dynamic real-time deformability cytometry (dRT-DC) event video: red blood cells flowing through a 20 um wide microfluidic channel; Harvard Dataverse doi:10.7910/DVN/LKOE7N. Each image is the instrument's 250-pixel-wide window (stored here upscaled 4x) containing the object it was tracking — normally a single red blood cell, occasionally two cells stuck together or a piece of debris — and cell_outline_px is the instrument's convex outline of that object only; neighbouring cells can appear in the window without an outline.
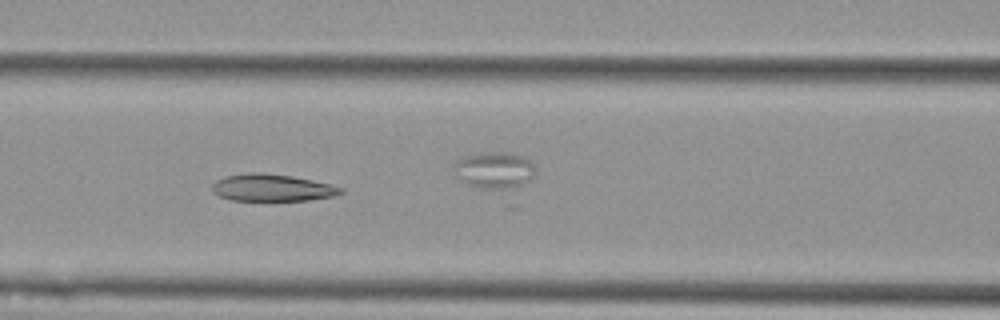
{"species": "Egyptian fruit bat (a non-hibernating species)", "species_latin": "Rousettus aegyptiacus", "temperature_condition": "cold", "stored_images_in_passage": 57, "camera_frame_rate_fps": 3000, "um_per_image_px": 0.085, "animal": {"sex": "female"}, "frame": {"image": 1, "passage_image": 24, "time_ms": 7.667, "image_size_px": [1000, 320], "cell_outline_px": [[344, 192], [332, 196], [308, 200], [232, 200], [216, 196], [212, 192], [212, 184], [216, 180], [224, 176], [248, 172], [260, 172], [292, 176], [312, 180], [344, 188]], "centroid_in_image_um": [23.06, 15.95], "position_along_channel_um": 143.5, "area_um2": 20.35}}
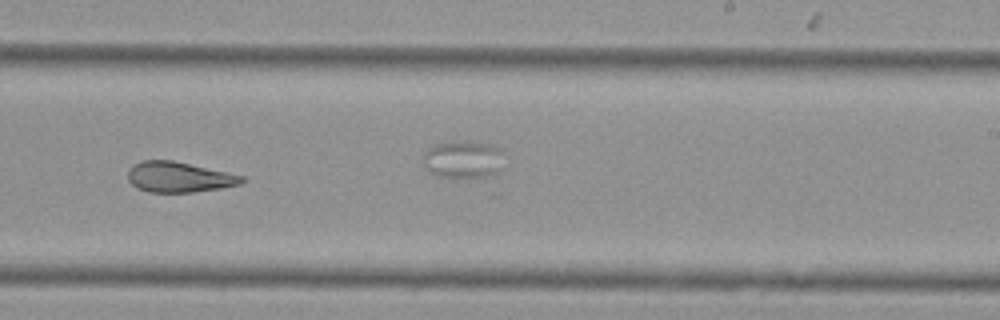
{"frame": {"image": 2, "passage_image": 35, "time_ms": 11.333, "image_size_px": [1000, 320], "cell_outline_px": [[248, 180], [240, 184], [220, 188], [192, 192], [148, 192], [136, 188], [128, 180], [128, 168], [132, 164], [140, 160], [172, 160], [244, 176]], "centroid_in_image_um": [15.18, 15.05], "position_along_channel_um": 273.8, "area_um2": 20.29}}
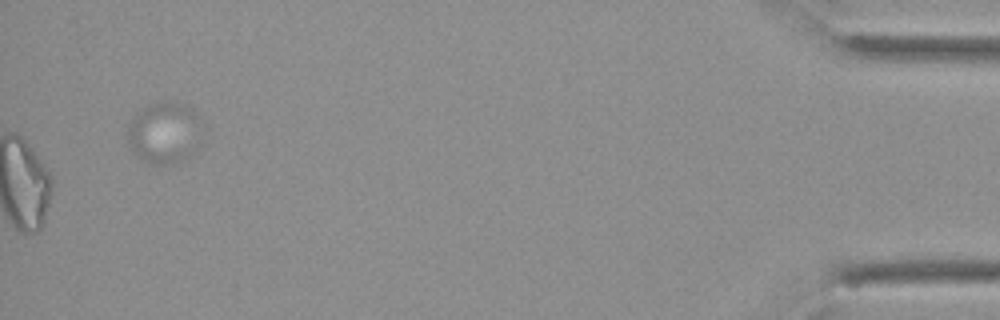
{"frame": {"image": 3, "passage_image": 57, "time_ms": 18.667, "image_size_px": [1000, 320], "cell_outline_px": [[204, 124], [196, 148], [188, 156], [180, 160], [168, 164], [152, 164], [144, 160], [132, 152], [128, 140], [128, 124], [132, 116], [136, 112], [148, 104], [160, 100], [176, 100], [192, 108]], "centroid_in_image_um": [13.98, 11.21], "position_along_channel_um": 421.2, "area_um2": 27.28}, "authors_computed_cell_mechanics": {"area_um2": 23.9292, "velocity_mm_per_s": 3.5786, "shape_relaxation_time_tau1_ms": null, "shape_relaxation_time_tau2_ms": 3.9792, "deformation_change_tau1": null, "deformation_change_tau2": 0.1205}}